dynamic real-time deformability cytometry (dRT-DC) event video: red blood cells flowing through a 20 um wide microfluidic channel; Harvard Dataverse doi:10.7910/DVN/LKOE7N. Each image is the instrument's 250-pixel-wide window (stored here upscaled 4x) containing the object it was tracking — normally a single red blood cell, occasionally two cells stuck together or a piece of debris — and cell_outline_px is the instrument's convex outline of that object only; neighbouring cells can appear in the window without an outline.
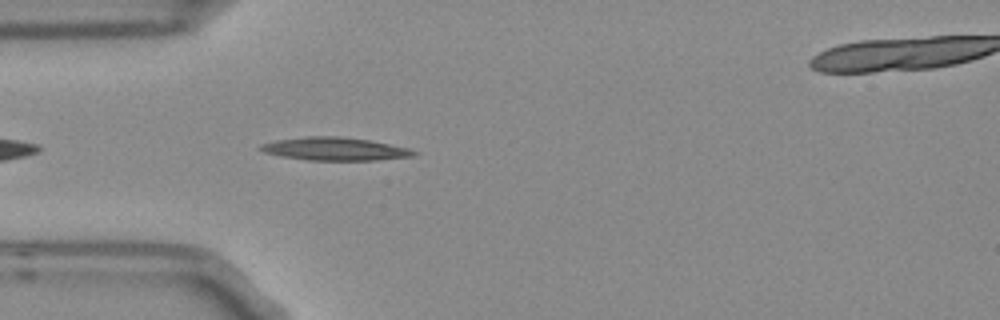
{"species": "Egyptian fruit bat (a non-hibernating species)", "species_latin": "Rousettus aegyptiacus", "temperature_condition": "room temperature", "stored_images_in_passage": 5, "camera_frame_rate_fps": 3000, "um_per_image_px": 0.085, "frame": {"image": 1, "passage_image": 4, "time_ms": 1.0, "image_size_px": [1000, 320], "cell_outline_px": [[420, 152], [416, 156], [376, 160], [308, 160], [280, 156], [264, 152], [256, 148], [260, 144], [276, 140], [308, 136], [340, 136], [368, 140], [408, 148]], "centroid_in_image_um": [28.45, 12.66], "position_along_channel_um": 56.6, "area_um2": 20.63}}